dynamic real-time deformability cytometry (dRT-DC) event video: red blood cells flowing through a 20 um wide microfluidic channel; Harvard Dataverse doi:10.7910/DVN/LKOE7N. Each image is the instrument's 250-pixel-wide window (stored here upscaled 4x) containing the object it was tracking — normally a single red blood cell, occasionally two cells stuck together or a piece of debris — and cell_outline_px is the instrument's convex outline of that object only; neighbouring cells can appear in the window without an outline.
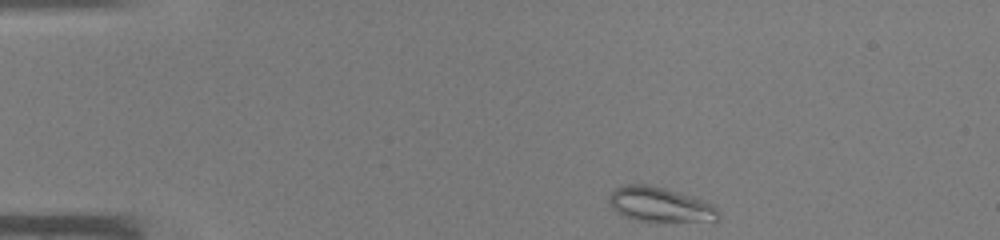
{"species": "common noctule bat (a hibernating species)", "species_latin": "Nyctalus noctula", "temperature_condition": "warm", "stored_images_in_passage": 38, "camera_frame_rate_fps": 3000, "um_per_image_px": 0.085, "animal": {"sex": "male", "body_mass_g": 19.0, "forearm_length_mm": 50.8}, "frame": {"image": 1, "passage_image": 1, "time_ms": 0.0, "image_size_px": [1000, 240], "cell_outline_px": [[720, 220], [636, 220], [624, 216], [616, 212], [612, 208], [608, 200], [608, 196], [616, 188], [628, 184], [648, 184], [664, 188], [692, 196], [704, 200], [712, 204], [716, 208], [720, 216]], "centroid_in_image_um": [56.07, 17.36], "position_along_channel_um": 28.9, "area_um2": 21.68}}
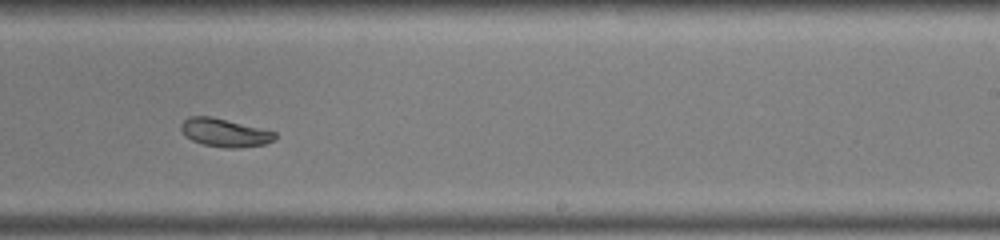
{"frame": {"image": 2, "passage_image": 22, "time_ms": 7.0, "image_size_px": [1000, 240], "cell_outline_px": [[276, 136], [272, 140], [264, 144], [240, 148], [224, 148], [204, 144], [192, 140], [180, 128], [180, 124], [188, 116], [212, 116], [276, 132]], "centroid_in_image_um": [19.09, 11.27], "position_along_channel_um": 269.9, "area_um2": 15.26}}
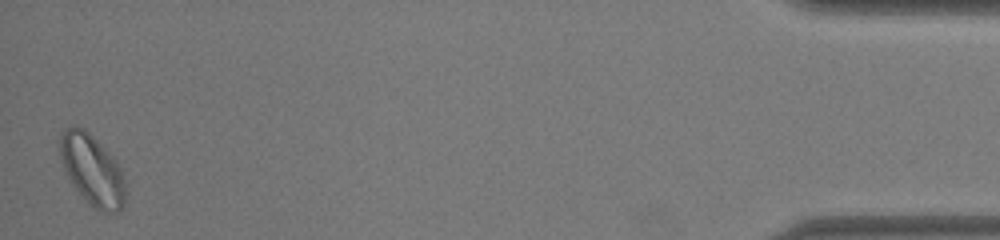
{"frame": {"image": 3, "passage_image": 38, "time_ms": 12.333, "image_size_px": [1000, 240], "cell_outline_px": [[124, 204], [120, 212], [100, 212], [88, 204], [72, 184], [64, 168], [60, 156], [56, 140], [60, 132], [64, 128], [72, 124], [76, 124], [84, 128], [116, 160], [120, 168], [124, 180]], "centroid_in_image_um": [7.78, 14.4], "position_along_channel_um": 427.4, "area_um2": 27.34}}